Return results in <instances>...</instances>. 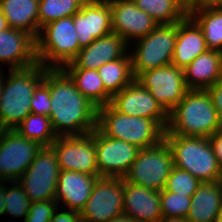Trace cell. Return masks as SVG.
Here are the masks:
<instances>
[{
  "label": "cell",
  "instance_id": "cell-8",
  "mask_svg": "<svg viewBox=\"0 0 222 222\" xmlns=\"http://www.w3.org/2000/svg\"><path fill=\"white\" fill-rule=\"evenodd\" d=\"M172 167V151L163 139L153 147L140 149L123 179L160 192L165 187Z\"/></svg>",
  "mask_w": 222,
  "mask_h": 222
},
{
  "label": "cell",
  "instance_id": "cell-15",
  "mask_svg": "<svg viewBox=\"0 0 222 222\" xmlns=\"http://www.w3.org/2000/svg\"><path fill=\"white\" fill-rule=\"evenodd\" d=\"M110 105L119 113L128 116L154 119L166 130L168 113L137 79H134L128 86L114 94Z\"/></svg>",
  "mask_w": 222,
  "mask_h": 222
},
{
  "label": "cell",
  "instance_id": "cell-17",
  "mask_svg": "<svg viewBox=\"0 0 222 222\" xmlns=\"http://www.w3.org/2000/svg\"><path fill=\"white\" fill-rule=\"evenodd\" d=\"M72 17L80 48L112 33L111 7L107 0H87Z\"/></svg>",
  "mask_w": 222,
  "mask_h": 222
},
{
  "label": "cell",
  "instance_id": "cell-27",
  "mask_svg": "<svg viewBox=\"0 0 222 222\" xmlns=\"http://www.w3.org/2000/svg\"><path fill=\"white\" fill-rule=\"evenodd\" d=\"M105 90L113 96L128 86L135 78L132 74L131 56L127 53L112 62H107L97 69Z\"/></svg>",
  "mask_w": 222,
  "mask_h": 222
},
{
  "label": "cell",
  "instance_id": "cell-22",
  "mask_svg": "<svg viewBox=\"0 0 222 222\" xmlns=\"http://www.w3.org/2000/svg\"><path fill=\"white\" fill-rule=\"evenodd\" d=\"M207 50L201 28L189 15L177 23V38L171 65L184 69Z\"/></svg>",
  "mask_w": 222,
  "mask_h": 222
},
{
  "label": "cell",
  "instance_id": "cell-9",
  "mask_svg": "<svg viewBox=\"0 0 222 222\" xmlns=\"http://www.w3.org/2000/svg\"><path fill=\"white\" fill-rule=\"evenodd\" d=\"M61 169L52 146H42L35 159L19 179L30 202L55 200Z\"/></svg>",
  "mask_w": 222,
  "mask_h": 222
},
{
  "label": "cell",
  "instance_id": "cell-11",
  "mask_svg": "<svg viewBox=\"0 0 222 222\" xmlns=\"http://www.w3.org/2000/svg\"><path fill=\"white\" fill-rule=\"evenodd\" d=\"M124 179L99 177L79 213L80 222H108L123 213Z\"/></svg>",
  "mask_w": 222,
  "mask_h": 222
},
{
  "label": "cell",
  "instance_id": "cell-37",
  "mask_svg": "<svg viewBox=\"0 0 222 222\" xmlns=\"http://www.w3.org/2000/svg\"><path fill=\"white\" fill-rule=\"evenodd\" d=\"M207 91L211 96L222 126V79L217 81L213 86L209 87Z\"/></svg>",
  "mask_w": 222,
  "mask_h": 222
},
{
  "label": "cell",
  "instance_id": "cell-7",
  "mask_svg": "<svg viewBox=\"0 0 222 222\" xmlns=\"http://www.w3.org/2000/svg\"><path fill=\"white\" fill-rule=\"evenodd\" d=\"M177 38V23L161 24L138 39L130 54L132 74L136 79L146 70L171 65Z\"/></svg>",
  "mask_w": 222,
  "mask_h": 222
},
{
  "label": "cell",
  "instance_id": "cell-18",
  "mask_svg": "<svg viewBox=\"0 0 222 222\" xmlns=\"http://www.w3.org/2000/svg\"><path fill=\"white\" fill-rule=\"evenodd\" d=\"M7 64L9 70L28 68L35 65L36 39L28 32L8 28L0 31V64Z\"/></svg>",
  "mask_w": 222,
  "mask_h": 222
},
{
  "label": "cell",
  "instance_id": "cell-28",
  "mask_svg": "<svg viewBox=\"0 0 222 222\" xmlns=\"http://www.w3.org/2000/svg\"><path fill=\"white\" fill-rule=\"evenodd\" d=\"M189 16L201 28L207 49L222 52V7L200 9Z\"/></svg>",
  "mask_w": 222,
  "mask_h": 222
},
{
  "label": "cell",
  "instance_id": "cell-3",
  "mask_svg": "<svg viewBox=\"0 0 222 222\" xmlns=\"http://www.w3.org/2000/svg\"><path fill=\"white\" fill-rule=\"evenodd\" d=\"M46 69L36 63L28 68L8 70L6 82L2 83L0 129L14 130L31 113L32 95L43 81Z\"/></svg>",
  "mask_w": 222,
  "mask_h": 222
},
{
  "label": "cell",
  "instance_id": "cell-39",
  "mask_svg": "<svg viewBox=\"0 0 222 222\" xmlns=\"http://www.w3.org/2000/svg\"><path fill=\"white\" fill-rule=\"evenodd\" d=\"M56 209L54 211L53 217L49 222H80L79 212L74 210H66L57 212Z\"/></svg>",
  "mask_w": 222,
  "mask_h": 222
},
{
  "label": "cell",
  "instance_id": "cell-23",
  "mask_svg": "<svg viewBox=\"0 0 222 222\" xmlns=\"http://www.w3.org/2000/svg\"><path fill=\"white\" fill-rule=\"evenodd\" d=\"M188 89L207 90L222 79V52L207 50L183 69Z\"/></svg>",
  "mask_w": 222,
  "mask_h": 222
},
{
  "label": "cell",
  "instance_id": "cell-31",
  "mask_svg": "<svg viewBox=\"0 0 222 222\" xmlns=\"http://www.w3.org/2000/svg\"><path fill=\"white\" fill-rule=\"evenodd\" d=\"M87 0H39L40 29L58 19L73 16Z\"/></svg>",
  "mask_w": 222,
  "mask_h": 222
},
{
  "label": "cell",
  "instance_id": "cell-47",
  "mask_svg": "<svg viewBox=\"0 0 222 222\" xmlns=\"http://www.w3.org/2000/svg\"><path fill=\"white\" fill-rule=\"evenodd\" d=\"M215 222H222V214L215 220Z\"/></svg>",
  "mask_w": 222,
  "mask_h": 222
},
{
  "label": "cell",
  "instance_id": "cell-16",
  "mask_svg": "<svg viewBox=\"0 0 222 222\" xmlns=\"http://www.w3.org/2000/svg\"><path fill=\"white\" fill-rule=\"evenodd\" d=\"M111 7L112 33L121 36L127 44L131 39L148 35L159 24L133 0H107ZM130 40V41H129Z\"/></svg>",
  "mask_w": 222,
  "mask_h": 222
},
{
  "label": "cell",
  "instance_id": "cell-4",
  "mask_svg": "<svg viewBox=\"0 0 222 222\" xmlns=\"http://www.w3.org/2000/svg\"><path fill=\"white\" fill-rule=\"evenodd\" d=\"M97 128L109 138L123 140L140 149L159 144L165 133L154 119L119 113L110 104L98 108Z\"/></svg>",
  "mask_w": 222,
  "mask_h": 222
},
{
  "label": "cell",
  "instance_id": "cell-30",
  "mask_svg": "<svg viewBox=\"0 0 222 222\" xmlns=\"http://www.w3.org/2000/svg\"><path fill=\"white\" fill-rule=\"evenodd\" d=\"M15 130L41 146H51L58 137L52 128L49 116L29 113Z\"/></svg>",
  "mask_w": 222,
  "mask_h": 222
},
{
  "label": "cell",
  "instance_id": "cell-32",
  "mask_svg": "<svg viewBox=\"0 0 222 222\" xmlns=\"http://www.w3.org/2000/svg\"><path fill=\"white\" fill-rule=\"evenodd\" d=\"M160 203L162 219L174 217L187 218L191 206V197L163 189L160 191Z\"/></svg>",
  "mask_w": 222,
  "mask_h": 222
},
{
  "label": "cell",
  "instance_id": "cell-14",
  "mask_svg": "<svg viewBox=\"0 0 222 222\" xmlns=\"http://www.w3.org/2000/svg\"><path fill=\"white\" fill-rule=\"evenodd\" d=\"M95 150L100 177L124 178L140 148L123 140L109 138L96 127Z\"/></svg>",
  "mask_w": 222,
  "mask_h": 222
},
{
  "label": "cell",
  "instance_id": "cell-19",
  "mask_svg": "<svg viewBox=\"0 0 222 222\" xmlns=\"http://www.w3.org/2000/svg\"><path fill=\"white\" fill-rule=\"evenodd\" d=\"M127 45L121 36L110 33L109 35L94 40L88 46L81 48L76 58L63 68L97 70L107 62L122 58L127 53Z\"/></svg>",
  "mask_w": 222,
  "mask_h": 222
},
{
  "label": "cell",
  "instance_id": "cell-2",
  "mask_svg": "<svg viewBox=\"0 0 222 222\" xmlns=\"http://www.w3.org/2000/svg\"><path fill=\"white\" fill-rule=\"evenodd\" d=\"M222 128L217 110L207 90L189 89L168 113L164 135L206 137Z\"/></svg>",
  "mask_w": 222,
  "mask_h": 222
},
{
  "label": "cell",
  "instance_id": "cell-1",
  "mask_svg": "<svg viewBox=\"0 0 222 222\" xmlns=\"http://www.w3.org/2000/svg\"><path fill=\"white\" fill-rule=\"evenodd\" d=\"M43 82L49 87V118L57 136L89 134L97 127L98 107L78 91L62 68H47Z\"/></svg>",
  "mask_w": 222,
  "mask_h": 222
},
{
  "label": "cell",
  "instance_id": "cell-33",
  "mask_svg": "<svg viewBox=\"0 0 222 222\" xmlns=\"http://www.w3.org/2000/svg\"><path fill=\"white\" fill-rule=\"evenodd\" d=\"M201 183L200 180L189 172L173 166L164 189L180 195L192 197Z\"/></svg>",
  "mask_w": 222,
  "mask_h": 222
},
{
  "label": "cell",
  "instance_id": "cell-12",
  "mask_svg": "<svg viewBox=\"0 0 222 222\" xmlns=\"http://www.w3.org/2000/svg\"><path fill=\"white\" fill-rule=\"evenodd\" d=\"M51 146L57 154L61 170L100 177L96 161L95 129L84 135L58 136Z\"/></svg>",
  "mask_w": 222,
  "mask_h": 222
},
{
  "label": "cell",
  "instance_id": "cell-24",
  "mask_svg": "<svg viewBox=\"0 0 222 222\" xmlns=\"http://www.w3.org/2000/svg\"><path fill=\"white\" fill-rule=\"evenodd\" d=\"M222 214V181L202 182L191 197L188 222H215Z\"/></svg>",
  "mask_w": 222,
  "mask_h": 222
},
{
  "label": "cell",
  "instance_id": "cell-45",
  "mask_svg": "<svg viewBox=\"0 0 222 222\" xmlns=\"http://www.w3.org/2000/svg\"><path fill=\"white\" fill-rule=\"evenodd\" d=\"M194 0H180V2L187 8Z\"/></svg>",
  "mask_w": 222,
  "mask_h": 222
},
{
  "label": "cell",
  "instance_id": "cell-38",
  "mask_svg": "<svg viewBox=\"0 0 222 222\" xmlns=\"http://www.w3.org/2000/svg\"><path fill=\"white\" fill-rule=\"evenodd\" d=\"M222 0H194L186 9L189 15L193 11L208 8H221Z\"/></svg>",
  "mask_w": 222,
  "mask_h": 222
},
{
  "label": "cell",
  "instance_id": "cell-6",
  "mask_svg": "<svg viewBox=\"0 0 222 222\" xmlns=\"http://www.w3.org/2000/svg\"><path fill=\"white\" fill-rule=\"evenodd\" d=\"M80 49L72 16L43 26L36 38L37 62L46 68H63Z\"/></svg>",
  "mask_w": 222,
  "mask_h": 222
},
{
  "label": "cell",
  "instance_id": "cell-41",
  "mask_svg": "<svg viewBox=\"0 0 222 222\" xmlns=\"http://www.w3.org/2000/svg\"><path fill=\"white\" fill-rule=\"evenodd\" d=\"M2 181H0V215L5 214V203H4V198H5V193H6V186L5 184H1Z\"/></svg>",
  "mask_w": 222,
  "mask_h": 222
},
{
  "label": "cell",
  "instance_id": "cell-26",
  "mask_svg": "<svg viewBox=\"0 0 222 222\" xmlns=\"http://www.w3.org/2000/svg\"><path fill=\"white\" fill-rule=\"evenodd\" d=\"M74 81L76 88L98 108L108 105L112 96L105 90L97 70L62 68Z\"/></svg>",
  "mask_w": 222,
  "mask_h": 222
},
{
  "label": "cell",
  "instance_id": "cell-44",
  "mask_svg": "<svg viewBox=\"0 0 222 222\" xmlns=\"http://www.w3.org/2000/svg\"><path fill=\"white\" fill-rule=\"evenodd\" d=\"M160 222H188V221L187 218L184 217H174V218L162 219Z\"/></svg>",
  "mask_w": 222,
  "mask_h": 222
},
{
  "label": "cell",
  "instance_id": "cell-21",
  "mask_svg": "<svg viewBox=\"0 0 222 222\" xmlns=\"http://www.w3.org/2000/svg\"><path fill=\"white\" fill-rule=\"evenodd\" d=\"M99 177L71 170H61L56 186L55 200L62 201L68 210L81 212L91 196Z\"/></svg>",
  "mask_w": 222,
  "mask_h": 222
},
{
  "label": "cell",
  "instance_id": "cell-34",
  "mask_svg": "<svg viewBox=\"0 0 222 222\" xmlns=\"http://www.w3.org/2000/svg\"><path fill=\"white\" fill-rule=\"evenodd\" d=\"M12 186L11 188L6 187L5 214L9 213L15 217L23 216L25 219L30 210L31 202L19 182H12Z\"/></svg>",
  "mask_w": 222,
  "mask_h": 222
},
{
  "label": "cell",
  "instance_id": "cell-13",
  "mask_svg": "<svg viewBox=\"0 0 222 222\" xmlns=\"http://www.w3.org/2000/svg\"><path fill=\"white\" fill-rule=\"evenodd\" d=\"M169 113L189 90L183 69L173 65L144 71L136 78Z\"/></svg>",
  "mask_w": 222,
  "mask_h": 222
},
{
  "label": "cell",
  "instance_id": "cell-36",
  "mask_svg": "<svg viewBox=\"0 0 222 222\" xmlns=\"http://www.w3.org/2000/svg\"><path fill=\"white\" fill-rule=\"evenodd\" d=\"M31 113L50 116L51 98L49 87L42 81L34 90L30 101Z\"/></svg>",
  "mask_w": 222,
  "mask_h": 222
},
{
  "label": "cell",
  "instance_id": "cell-20",
  "mask_svg": "<svg viewBox=\"0 0 222 222\" xmlns=\"http://www.w3.org/2000/svg\"><path fill=\"white\" fill-rule=\"evenodd\" d=\"M123 213L135 222H160V192L124 181Z\"/></svg>",
  "mask_w": 222,
  "mask_h": 222
},
{
  "label": "cell",
  "instance_id": "cell-29",
  "mask_svg": "<svg viewBox=\"0 0 222 222\" xmlns=\"http://www.w3.org/2000/svg\"><path fill=\"white\" fill-rule=\"evenodd\" d=\"M136 6L150 15L159 25L173 24L188 14L180 0H133Z\"/></svg>",
  "mask_w": 222,
  "mask_h": 222
},
{
  "label": "cell",
  "instance_id": "cell-10",
  "mask_svg": "<svg viewBox=\"0 0 222 222\" xmlns=\"http://www.w3.org/2000/svg\"><path fill=\"white\" fill-rule=\"evenodd\" d=\"M41 148L15 129H0V181L18 182Z\"/></svg>",
  "mask_w": 222,
  "mask_h": 222
},
{
  "label": "cell",
  "instance_id": "cell-40",
  "mask_svg": "<svg viewBox=\"0 0 222 222\" xmlns=\"http://www.w3.org/2000/svg\"><path fill=\"white\" fill-rule=\"evenodd\" d=\"M217 162L222 170V128L212 134L209 138Z\"/></svg>",
  "mask_w": 222,
  "mask_h": 222
},
{
  "label": "cell",
  "instance_id": "cell-42",
  "mask_svg": "<svg viewBox=\"0 0 222 222\" xmlns=\"http://www.w3.org/2000/svg\"><path fill=\"white\" fill-rule=\"evenodd\" d=\"M108 222H135V221L131 217H129L127 214L122 213L110 219Z\"/></svg>",
  "mask_w": 222,
  "mask_h": 222
},
{
  "label": "cell",
  "instance_id": "cell-46",
  "mask_svg": "<svg viewBox=\"0 0 222 222\" xmlns=\"http://www.w3.org/2000/svg\"><path fill=\"white\" fill-rule=\"evenodd\" d=\"M2 70L0 69V98H1V94H2V83H3V75H2Z\"/></svg>",
  "mask_w": 222,
  "mask_h": 222
},
{
  "label": "cell",
  "instance_id": "cell-35",
  "mask_svg": "<svg viewBox=\"0 0 222 222\" xmlns=\"http://www.w3.org/2000/svg\"><path fill=\"white\" fill-rule=\"evenodd\" d=\"M56 200L31 202L30 210L24 222H49L58 209Z\"/></svg>",
  "mask_w": 222,
  "mask_h": 222
},
{
  "label": "cell",
  "instance_id": "cell-43",
  "mask_svg": "<svg viewBox=\"0 0 222 222\" xmlns=\"http://www.w3.org/2000/svg\"><path fill=\"white\" fill-rule=\"evenodd\" d=\"M8 28H9V26L7 24V20L0 9V31L6 30Z\"/></svg>",
  "mask_w": 222,
  "mask_h": 222
},
{
  "label": "cell",
  "instance_id": "cell-5",
  "mask_svg": "<svg viewBox=\"0 0 222 222\" xmlns=\"http://www.w3.org/2000/svg\"><path fill=\"white\" fill-rule=\"evenodd\" d=\"M173 155V166L189 172L201 182L222 181V170L206 137L164 135Z\"/></svg>",
  "mask_w": 222,
  "mask_h": 222
},
{
  "label": "cell",
  "instance_id": "cell-25",
  "mask_svg": "<svg viewBox=\"0 0 222 222\" xmlns=\"http://www.w3.org/2000/svg\"><path fill=\"white\" fill-rule=\"evenodd\" d=\"M39 0H0L9 28L20 29L35 39L39 34Z\"/></svg>",
  "mask_w": 222,
  "mask_h": 222
}]
</instances>
